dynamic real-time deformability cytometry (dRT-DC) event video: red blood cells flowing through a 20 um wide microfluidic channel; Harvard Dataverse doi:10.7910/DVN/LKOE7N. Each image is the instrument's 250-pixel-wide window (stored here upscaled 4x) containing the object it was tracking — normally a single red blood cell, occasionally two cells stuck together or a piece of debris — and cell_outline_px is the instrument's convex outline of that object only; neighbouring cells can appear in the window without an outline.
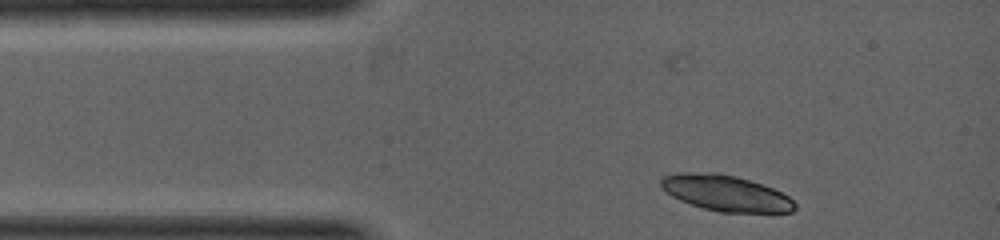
{"species": "common noctule bat (a hibernating species)", "species_latin": "Nyctalus noctula", "temperature_condition": "warm", "stored_images_in_passage": 4, "camera_frame_rate_fps": 5000, "um_per_image_px": 0.085, "animal": {"sex": "female", "body_mass_g": 19.0, "forearm_length_mm": 53.3}, "frame": {"image": 1, "passage_image": 2, "time_ms": 0.4, "image_size_px": [1000, 240], "cell_outline_px": [[796, 208], [792, 212], [720, 212], [704, 208], [680, 200], [672, 196], [660, 184], [660, 180], [664, 176], [680, 172], [712, 172], [732, 176], [748, 180], [772, 188], [788, 196], [796, 204]], "centroid_in_image_um": [61.69, 16.42], "position_along_channel_um": 23.3, "area_um2": 27.51}}